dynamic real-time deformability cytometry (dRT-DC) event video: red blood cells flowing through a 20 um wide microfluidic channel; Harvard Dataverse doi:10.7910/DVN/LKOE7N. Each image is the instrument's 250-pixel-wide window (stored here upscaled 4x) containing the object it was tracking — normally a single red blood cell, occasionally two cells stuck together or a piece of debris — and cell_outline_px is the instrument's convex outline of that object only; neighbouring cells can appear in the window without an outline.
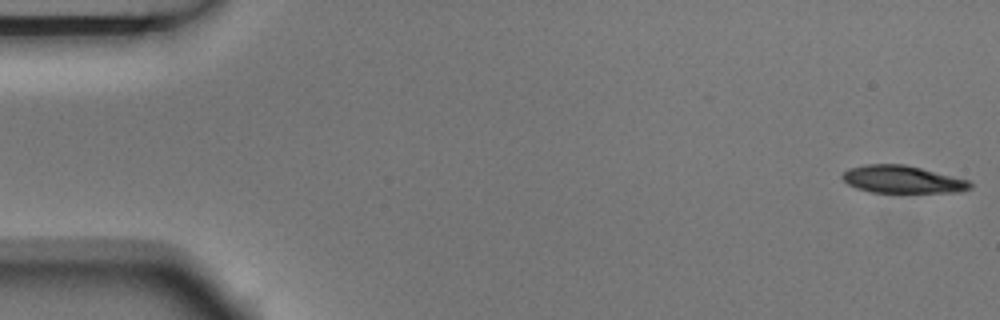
{"species": "Egyptian fruit bat (a non-hibernating species)", "species_latin": "Rousettus aegyptiacus", "temperature_condition": "room temperature", "stored_images_in_passage": 5, "camera_frame_rate_fps": 3000, "um_per_image_px": 0.085, "animal": {"sex": "male"}, "frame": {"image": 1, "passage_image": 1, "time_ms": 0.0, "image_size_px": [1000, 320], "cell_outline_px": [[972, 188], [956, 192], [872, 192], [856, 188], [848, 184], [840, 176], [848, 168], [864, 164], [904, 164], [968, 180], [972, 184]], "centroid_in_image_um": [76.66, 15.24], "position_along_channel_um": 8.3, "area_um2": 20.29}}
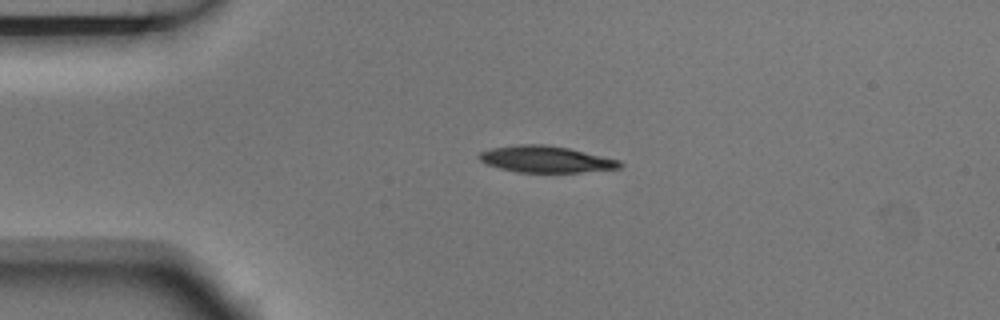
{"frame": {"image": 2, "passage_image": 4, "time_ms": 1.0, "image_size_px": [1000, 320], "cell_outline_px": [[624, 164], [620, 168], [580, 172], [516, 172], [484, 164], [476, 156], [480, 152], [492, 148], [520, 144], [544, 144], [568, 148], [620, 160]], "centroid_in_image_um": [46.37, 13.53], "position_along_channel_um": 38.6, "area_um2": 21.73}}